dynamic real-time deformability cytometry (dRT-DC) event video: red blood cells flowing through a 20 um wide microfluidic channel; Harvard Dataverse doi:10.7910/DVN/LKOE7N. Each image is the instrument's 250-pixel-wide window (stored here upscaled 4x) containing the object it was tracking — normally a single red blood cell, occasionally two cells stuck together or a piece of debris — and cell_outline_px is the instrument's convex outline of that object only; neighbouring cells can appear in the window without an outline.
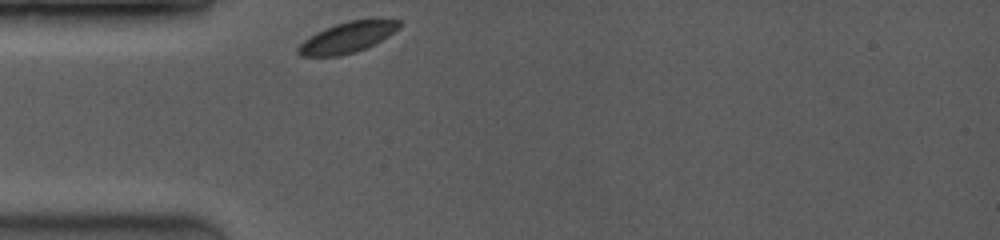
{"species": "common noctule bat (a hibernating species)", "species_latin": "Nyctalus noctula", "temperature_condition": "room temperature", "stored_images_in_passage": 3, "camera_frame_rate_fps": 3500, "um_per_image_px": 0.085, "animal": {"sex": "female", "body_mass_g": 19.0, "forearm_length_mm": 53.3}, "frame": {"image": 1, "passage_image": 1, "time_ms": 0.0, "image_size_px": [1000, 240], "cell_outline_px": [[400, 24], [388, 36], [376, 44], [356, 52], [340, 56], [300, 56], [296, 52], [296, 48], [304, 40], [316, 32], [336, 24], [348, 20], [376, 16], [400, 20]], "centroid_in_image_um": [29.56, 3.14], "position_along_channel_um": 55.4, "area_um2": 18.61}}